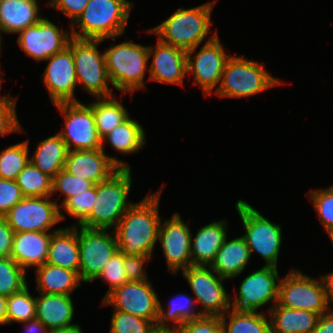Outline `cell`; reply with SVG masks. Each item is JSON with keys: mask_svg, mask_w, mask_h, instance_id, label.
Instances as JSON below:
<instances>
[{"mask_svg": "<svg viewBox=\"0 0 333 333\" xmlns=\"http://www.w3.org/2000/svg\"><path fill=\"white\" fill-rule=\"evenodd\" d=\"M161 190L159 188L142 201L134 202L113 230L122 254L152 257L161 222L158 212Z\"/></svg>", "mask_w": 333, "mask_h": 333, "instance_id": "cell-1", "label": "cell"}, {"mask_svg": "<svg viewBox=\"0 0 333 333\" xmlns=\"http://www.w3.org/2000/svg\"><path fill=\"white\" fill-rule=\"evenodd\" d=\"M132 8L133 3L127 0H89L83 13L70 25L72 37L115 41L124 34Z\"/></svg>", "mask_w": 333, "mask_h": 333, "instance_id": "cell-2", "label": "cell"}, {"mask_svg": "<svg viewBox=\"0 0 333 333\" xmlns=\"http://www.w3.org/2000/svg\"><path fill=\"white\" fill-rule=\"evenodd\" d=\"M132 180L130 168H119L108 179L96 184L95 204L80 226L114 230L126 211L134 204L128 201Z\"/></svg>", "mask_w": 333, "mask_h": 333, "instance_id": "cell-3", "label": "cell"}, {"mask_svg": "<svg viewBox=\"0 0 333 333\" xmlns=\"http://www.w3.org/2000/svg\"><path fill=\"white\" fill-rule=\"evenodd\" d=\"M217 0L194 8L182 7L147 33L156 34L158 39L168 45L188 50L199 47L210 34L211 14Z\"/></svg>", "mask_w": 333, "mask_h": 333, "instance_id": "cell-4", "label": "cell"}, {"mask_svg": "<svg viewBox=\"0 0 333 333\" xmlns=\"http://www.w3.org/2000/svg\"><path fill=\"white\" fill-rule=\"evenodd\" d=\"M111 85L121 93L133 94L144 89V75L148 70V46L131 41L114 44L104 51Z\"/></svg>", "mask_w": 333, "mask_h": 333, "instance_id": "cell-5", "label": "cell"}, {"mask_svg": "<svg viewBox=\"0 0 333 333\" xmlns=\"http://www.w3.org/2000/svg\"><path fill=\"white\" fill-rule=\"evenodd\" d=\"M261 63L242 56L227 60L222 73L221 83L215 94L223 98H246L282 85Z\"/></svg>", "mask_w": 333, "mask_h": 333, "instance_id": "cell-6", "label": "cell"}, {"mask_svg": "<svg viewBox=\"0 0 333 333\" xmlns=\"http://www.w3.org/2000/svg\"><path fill=\"white\" fill-rule=\"evenodd\" d=\"M235 208L244 225L246 233L241 236L245 239L251 256L255 252L266 261V266L278 267L283 238L281 224L271 222L242 199L237 201Z\"/></svg>", "mask_w": 333, "mask_h": 333, "instance_id": "cell-7", "label": "cell"}, {"mask_svg": "<svg viewBox=\"0 0 333 333\" xmlns=\"http://www.w3.org/2000/svg\"><path fill=\"white\" fill-rule=\"evenodd\" d=\"M103 40L72 37L68 47L72 50L78 84L96 98L113 96L104 52L97 49Z\"/></svg>", "mask_w": 333, "mask_h": 333, "instance_id": "cell-8", "label": "cell"}, {"mask_svg": "<svg viewBox=\"0 0 333 333\" xmlns=\"http://www.w3.org/2000/svg\"><path fill=\"white\" fill-rule=\"evenodd\" d=\"M276 304L315 312L319 316L330 309L320 277L311 278L297 269H290L285 277H281Z\"/></svg>", "mask_w": 333, "mask_h": 333, "instance_id": "cell-9", "label": "cell"}, {"mask_svg": "<svg viewBox=\"0 0 333 333\" xmlns=\"http://www.w3.org/2000/svg\"><path fill=\"white\" fill-rule=\"evenodd\" d=\"M197 48L198 46L187 51V73H193L194 84L200 86L206 97L219 88L225 64L231 55L225 52L217 31L196 53Z\"/></svg>", "mask_w": 333, "mask_h": 333, "instance_id": "cell-10", "label": "cell"}, {"mask_svg": "<svg viewBox=\"0 0 333 333\" xmlns=\"http://www.w3.org/2000/svg\"><path fill=\"white\" fill-rule=\"evenodd\" d=\"M64 116L65 126L58 132L69 151L95 150L102 147L95 125V116L88 104L62 102L54 104Z\"/></svg>", "mask_w": 333, "mask_h": 333, "instance_id": "cell-11", "label": "cell"}, {"mask_svg": "<svg viewBox=\"0 0 333 333\" xmlns=\"http://www.w3.org/2000/svg\"><path fill=\"white\" fill-rule=\"evenodd\" d=\"M187 279L195 301L202 304L200 310L202 316L221 317L231 308L230 295H228L224 281L210 266H191L182 271Z\"/></svg>", "mask_w": 333, "mask_h": 333, "instance_id": "cell-12", "label": "cell"}, {"mask_svg": "<svg viewBox=\"0 0 333 333\" xmlns=\"http://www.w3.org/2000/svg\"><path fill=\"white\" fill-rule=\"evenodd\" d=\"M78 228L80 230H78ZM80 247L79 277L89 283L99 276L105 264L117 252V239L113 232L102 229H89L77 225Z\"/></svg>", "mask_w": 333, "mask_h": 333, "instance_id": "cell-13", "label": "cell"}, {"mask_svg": "<svg viewBox=\"0 0 333 333\" xmlns=\"http://www.w3.org/2000/svg\"><path fill=\"white\" fill-rule=\"evenodd\" d=\"M46 197H24L4 216L12 230L17 232H49L55 224L64 220L57 201Z\"/></svg>", "mask_w": 333, "mask_h": 333, "instance_id": "cell-14", "label": "cell"}, {"mask_svg": "<svg viewBox=\"0 0 333 333\" xmlns=\"http://www.w3.org/2000/svg\"><path fill=\"white\" fill-rule=\"evenodd\" d=\"M280 279L277 267L262 266L242 280L238 294L235 293L234 301L231 302V308L257 312V309L272 301V306L268 309L270 310L277 303Z\"/></svg>", "mask_w": 333, "mask_h": 333, "instance_id": "cell-15", "label": "cell"}, {"mask_svg": "<svg viewBox=\"0 0 333 333\" xmlns=\"http://www.w3.org/2000/svg\"><path fill=\"white\" fill-rule=\"evenodd\" d=\"M159 298L149 280L128 281L114 289L102 301V305L114 306V310L156 322Z\"/></svg>", "mask_w": 333, "mask_h": 333, "instance_id": "cell-16", "label": "cell"}, {"mask_svg": "<svg viewBox=\"0 0 333 333\" xmlns=\"http://www.w3.org/2000/svg\"><path fill=\"white\" fill-rule=\"evenodd\" d=\"M72 38L69 31L63 30L42 18L36 25L29 26L19 32L18 45L23 52L36 61H43L64 50Z\"/></svg>", "mask_w": 333, "mask_h": 333, "instance_id": "cell-17", "label": "cell"}, {"mask_svg": "<svg viewBox=\"0 0 333 333\" xmlns=\"http://www.w3.org/2000/svg\"><path fill=\"white\" fill-rule=\"evenodd\" d=\"M189 226L183 221L180 213L176 212L170 220L160 222L158 239L167 262L168 271L177 274L192 265L191 239Z\"/></svg>", "mask_w": 333, "mask_h": 333, "instance_id": "cell-18", "label": "cell"}, {"mask_svg": "<svg viewBox=\"0 0 333 333\" xmlns=\"http://www.w3.org/2000/svg\"><path fill=\"white\" fill-rule=\"evenodd\" d=\"M46 60L49 61L42 79L52 104L79 102L74 96L78 81L72 50L67 46L64 50Z\"/></svg>", "mask_w": 333, "mask_h": 333, "instance_id": "cell-19", "label": "cell"}, {"mask_svg": "<svg viewBox=\"0 0 333 333\" xmlns=\"http://www.w3.org/2000/svg\"><path fill=\"white\" fill-rule=\"evenodd\" d=\"M119 168H130V165L106 155L102 148L68 151L64 165L65 171L94 185L108 179Z\"/></svg>", "mask_w": 333, "mask_h": 333, "instance_id": "cell-20", "label": "cell"}, {"mask_svg": "<svg viewBox=\"0 0 333 333\" xmlns=\"http://www.w3.org/2000/svg\"><path fill=\"white\" fill-rule=\"evenodd\" d=\"M148 51L149 58L153 57L149 67V80L183 86V79L188 74L187 52L165 44L158 38L155 47L148 46Z\"/></svg>", "mask_w": 333, "mask_h": 333, "instance_id": "cell-21", "label": "cell"}, {"mask_svg": "<svg viewBox=\"0 0 333 333\" xmlns=\"http://www.w3.org/2000/svg\"><path fill=\"white\" fill-rule=\"evenodd\" d=\"M26 231L14 233L10 257L25 271L46 263L52 232Z\"/></svg>", "mask_w": 333, "mask_h": 333, "instance_id": "cell-22", "label": "cell"}, {"mask_svg": "<svg viewBox=\"0 0 333 333\" xmlns=\"http://www.w3.org/2000/svg\"><path fill=\"white\" fill-rule=\"evenodd\" d=\"M36 318L48 329H62L75 325L71 295L38 293Z\"/></svg>", "mask_w": 333, "mask_h": 333, "instance_id": "cell-23", "label": "cell"}, {"mask_svg": "<svg viewBox=\"0 0 333 333\" xmlns=\"http://www.w3.org/2000/svg\"><path fill=\"white\" fill-rule=\"evenodd\" d=\"M227 220L213 221L201 228L191 239L193 266H210L227 236Z\"/></svg>", "mask_w": 333, "mask_h": 333, "instance_id": "cell-24", "label": "cell"}, {"mask_svg": "<svg viewBox=\"0 0 333 333\" xmlns=\"http://www.w3.org/2000/svg\"><path fill=\"white\" fill-rule=\"evenodd\" d=\"M46 263L79 272L80 247L77 225L52 232Z\"/></svg>", "mask_w": 333, "mask_h": 333, "instance_id": "cell-25", "label": "cell"}, {"mask_svg": "<svg viewBox=\"0 0 333 333\" xmlns=\"http://www.w3.org/2000/svg\"><path fill=\"white\" fill-rule=\"evenodd\" d=\"M217 251L210 267L220 276L232 279L239 276L246 268L251 254L249 247L242 236L227 241Z\"/></svg>", "mask_w": 333, "mask_h": 333, "instance_id": "cell-26", "label": "cell"}, {"mask_svg": "<svg viewBox=\"0 0 333 333\" xmlns=\"http://www.w3.org/2000/svg\"><path fill=\"white\" fill-rule=\"evenodd\" d=\"M37 0H0V27L3 33H19L36 25L39 16Z\"/></svg>", "mask_w": 333, "mask_h": 333, "instance_id": "cell-27", "label": "cell"}, {"mask_svg": "<svg viewBox=\"0 0 333 333\" xmlns=\"http://www.w3.org/2000/svg\"><path fill=\"white\" fill-rule=\"evenodd\" d=\"M271 333H311L319 315L301 309H291L275 304L268 312Z\"/></svg>", "mask_w": 333, "mask_h": 333, "instance_id": "cell-28", "label": "cell"}, {"mask_svg": "<svg viewBox=\"0 0 333 333\" xmlns=\"http://www.w3.org/2000/svg\"><path fill=\"white\" fill-rule=\"evenodd\" d=\"M36 283L38 293L71 295L83 282L75 271L44 263L36 267Z\"/></svg>", "mask_w": 333, "mask_h": 333, "instance_id": "cell-29", "label": "cell"}, {"mask_svg": "<svg viewBox=\"0 0 333 333\" xmlns=\"http://www.w3.org/2000/svg\"><path fill=\"white\" fill-rule=\"evenodd\" d=\"M68 148L57 133L40 141L29 161L43 173L53 178L64 169Z\"/></svg>", "mask_w": 333, "mask_h": 333, "instance_id": "cell-30", "label": "cell"}, {"mask_svg": "<svg viewBox=\"0 0 333 333\" xmlns=\"http://www.w3.org/2000/svg\"><path fill=\"white\" fill-rule=\"evenodd\" d=\"M101 140L103 151L107 141L118 153L127 155L140 151L146 143V134L141 124L129 116Z\"/></svg>", "mask_w": 333, "mask_h": 333, "instance_id": "cell-31", "label": "cell"}, {"mask_svg": "<svg viewBox=\"0 0 333 333\" xmlns=\"http://www.w3.org/2000/svg\"><path fill=\"white\" fill-rule=\"evenodd\" d=\"M96 99L97 101H93L88 105L92 108L97 133L102 139L115 127L124 122L130 115L125 106L122 105L114 95Z\"/></svg>", "mask_w": 333, "mask_h": 333, "instance_id": "cell-32", "label": "cell"}, {"mask_svg": "<svg viewBox=\"0 0 333 333\" xmlns=\"http://www.w3.org/2000/svg\"><path fill=\"white\" fill-rule=\"evenodd\" d=\"M230 313L222 315L224 333H271L269 315L256 311H241L230 308ZM226 316L229 322L226 324Z\"/></svg>", "mask_w": 333, "mask_h": 333, "instance_id": "cell-33", "label": "cell"}, {"mask_svg": "<svg viewBox=\"0 0 333 333\" xmlns=\"http://www.w3.org/2000/svg\"><path fill=\"white\" fill-rule=\"evenodd\" d=\"M196 301L186 294H179L171 298L167 309L159 301L157 327H169L168 322H173L174 328H180L185 322L200 318V311H196Z\"/></svg>", "mask_w": 333, "mask_h": 333, "instance_id": "cell-34", "label": "cell"}, {"mask_svg": "<svg viewBox=\"0 0 333 333\" xmlns=\"http://www.w3.org/2000/svg\"><path fill=\"white\" fill-rule=\"evenodd\" d=\"M24 197H46L52 194L53 178L34 166L30 161L16 179Z\"/></svg>", "mask_w": 333, "mask_h": 333, "instance_id": "cell-35", "label": "cell"}, {"mask_svg": "<svg viewBox=\"0 0 333 333\" xmlns=\"http://www.w3.org/2000/svg\"><path fill=\"white\" fill-rule=\"evenodd\" d=\"M29 140L11 145L0 152V178L16 180L29 162Z\"/></svg>", "mask_w": 333, "mask_h": 333, "instance_id": "cell-36", "label": "cell"}, {"mask_svg": "<svg viewBox=\"0 0 333 333\" xmlns=\"http://www.w3.org/2000/svg\"><path fill=\"white\" fill-rule=\"evenodd\" d=\"M36 318V297L29 293L28 285L7 297L6 324L22 323Z\"/></svg>", "mask_w": 333, "mask_h": 333, "instance_id": "cell-37", "label": "cell"}, {"mask_svg": "<svg viewBox=\"0 0 333 333\" xmlns=\"http://www.w3.org/2000/svg\"><path fill=\"white\" fill-rule=\"evenodd\" d=\"M26 271L11 257L0 258V295L11 296L27 284Z\"/></svg>", "mask_w": 333, "mask_h": 333, "instance_id": "cell-38", "label": "cell"}, {"mask_svg": "<svg viewBox=\"0 0 333 333\" xmlns=\"http://www.w3.org/2000/svg\"><path fill=\"white\" fill-rule=\"evenodd\" d=\"M93 185L94 184L92 182L71 175L70 173L62 169L53 177L51 196L57 194V192L63 194V201L59 204V206H61L68 198L90 189Z\"/></svg>", "mask_w": 333, "mask_h": 333, "instance_id": "cell-39", "label": "cell"}, {"mask_svg": "<svg viewBox=\"0 0 333 333\" xmlns=\"http://www.w3.org/2000/svg\"><path fill=\"white\" fill-rule=\"evenodd\" d=\"M109 333H151L156 322H151L119 310L113 311Z\"/></svg>", "mask_w": 333, "mask_h": 333, "instance_id": "cell-40", "label": "cell"}, {"mask_svg": "<svg viewBox=\"0 0 333 333\" xmlns=\"http://www.w3.org/2000/svg\"><path fill=\"white\" fill-rule=\"evenodd\" d=\"M96 200V185L82 193L68 198L60 208L70 216L78 219L75 225H80L91 213Z\"/></svg>", "mask_w": 333, "mask_h": 333, "instance_id": "cell-41", "label": "cell"}, {"mask_svg": "<svg viewBox=\"0 0 333 333\" xmlns=\"http://www.w3.org/2000/svg\"><path fill=\"white\" fill-rule=\"evenodd\" d=\"M310 196L318 217L328 234L333 231V185L320 190L315 189L306 194Z\"/></svg>", "mask_w": 333, "mask_h": 333, "instance_id": "cell-42", "label": "cell"}, {"mask_svg": "<svg viewBox=\"0 0 333 333\" xmlns=\"http://www.w3.org/2000/svg\"><path fill=\"white\" fill-rule=\"evenodd\" d=\"M103 279L109 285V289L105 297L114 289L128 282L127 275L124 270V254L119 250L115 252L107 261L99 276L95 279Z\"/></svg>", "mask_w": 333, "mask_h": 333, "instance_id": "cell-43", "label": "cell"}, {"mask_svg": "<svg viewBox=\"0 0 333 333\" xmlns=\"http://www.w3.org/2000/svg\"><path fill=\"white\" fill-rule=\"evenodd\" d=\"M17 99L8 95H0V136L14 132H22L20 122L16 114Z\"/></svg>", "mask_w": 333, "mask_h": 333, "instance_id": "cell-44", "label": "cell"}, {"mask_svg": "<svg viewBox=\"0 0 333 333\" xmlns=\"http://www.w3.org/2000/svg\"><path fill=\"white\" fill-rule=\"evenodd\" d=\"M23 198L16 180L0 178V217H4Z\"/></svg>", "mask_w": 333, "mask_h": 333, "instance_id": "cell-45", "label": "cell"}, {"mask_svg": "<svg viewBox=\"0 0 333 333\" xmlns=\"http://www.w3.org/2000/svg\"><path fill=\"white\" fill-rule=\"evenodd\" d=\"M180 333H224L219 316H201L185 322L180 328Z\"/></svg>", "mask_w": 333, "mask_h": 333, "instance_id": "cell-46", "label": "cell"}, {"mask_svg": "<svg viewBox=\"0 0 333 333\" xmlns=\"http://www.w3.org/2000/svg\"><path fill=\"white\" fill-rule=\"evenodd\" d=\"M151 258L145 255H124V270L128 281L148 280L144 264L148 263Z\"/></svg>", "mask_w": 333, "mask_h": 333, "instance_id": "cell-47", "label": "cell"}, {"mask_svg": "<svg viewBox=\"0 0 333 333\" xmlns=\"http://www.w3.org/2000/svg\"><path fill=\"white\" fill-rule=\"evenodd\" d=\"M89 0H51L47 5L57 9L65 14L71 20L72 25L77 18L83 13Z\"/></svg>", "mask_w": 333, "mask_h": 333, "instance_id": "cell-48", "label": "cell"}, {"mask_svg": "<svg viewBox=\"0 0 333 333\" xmlns=\"http://www.w3.org/2000/svg\"><path fill=\"white\" fill-rule=\"evenodd\" d=\"M14 231L4 217H0V258L10 257Z\"/></svg>", "mask_w": 333, "mask_h": 333, "instance_id": "cell-49", "label": "cell"}, {"mask_svg": "<svg viewBox=\"0 0 333 333\" xmlns=\"http://www.w3.org/2000/svg\"><path fill=\"white\" fill-rule=\"evenodd\" d=\"M311 333H333V308L318 317L317 324Z\"/></svg>", "mask_w": 333, "mask_h": 333, "instance_id": "cell-50", "label": "cell"}, {"mask_svg": "<svg viewBox=\"0 0 333 333\" xmlns=\"http://www.w3.org/2000/svg\"><path fill=\"white\" fill-rule=\"evenodd\" d=\"M325 292L326 301L328 303L329 308L333 305V272H329L328 274L319 275Z\"/></svg>", "mask_w": 333, "mask_h": 333, "instance_id": "cell-51", "label": "cell"}, {"mask_svg": "<svg viewBox=\"0 0 333 333\" xmlns=\"http://www.w3.org/2000/svg\"><path fill=\"white\" fill-rule=\"evenodd\" d=\"M22 324H25V333H48L49 330L44 326L43 323H41L37 318H34L32 320L22 322Z\"/></svg>", "mask_w": 333, "mask_h": 333, "instance_id": "cell-52", "label": "cell"}, {"mask_svg": "<svg viewBox=\"0 0 333 333\" xmlns=\"http://www.w3.org/2000/svg\"><path fill=\"white\" fill-rule=\"evenodd\" d=\"M81 326L79 324H75L71 327L62 328V329H51L48 333H83Z\"/></svg>", "mask_w": 333, "mask_h": 333, "instance_id": "cell-53", "label": "cell"}, {"mask_svg": "<svg viewBox=\"0 0 333 333\" xmlns=\"http://www.w3.org/2000/svg\"><path fill=\"white\" fill-rule=\"evenodd\" d=\"M7 297L0 295V325L6 324Z\"/></svg>", "mask_w": 333, "mask_h": 333, "instance_id": "cell-54", "label": "cell"}, {"mask_svg": "<svg viewBox=\"0 0 333 333\" xmlns=\"http://www.w3.org/2000/svg\"><path fill=\"white\" fill-rule=\"evenodd\" d=\"M151 333H180L178 328L174 327H157L151 331Z\"/></svg>", "mask_w": 333, "mask_h": 333, "instance_id": "cell-55", "label": "cell"}, {"mask_svg": "<svg viewBox=\"0 0 333 333\" xmlns=\"http://www.w3.org/2000/svg\"><path fill=\"white\" fill-rule=\"evenodd\" d=\"M1 31L3 32V30H2V28L0 27V53H1V48H2V45H1V43H2V36H1ZM1 56V55H0Z\"/></svg>", "mask_w": 333, "mask_h": 333, "instance_id": "cell-56", "label": "cell"}, {"mask_svg": "<svg viewBox=\"0 0 333 333\" xmlns=\"http://www.w3.org/2000/svg\"><path fill=\"white\" fill-rule=\"evenodd\" d=\"M3 72H1V68H0V89H1V87H2V82H1V77L3 76Z\"/></svg>", "mask_w": 333, "mask_h": 333, "instance_id": "cell-57", "label": "cell"}, {"mask_svg": "<svg viewBox=\"0 0 333 333\" xmlns=\"http://www.w3.org/2000/svg\"><path fill=\"white\" fill-rule=\"evenodd\" d=\"M329 237H330V239H331V241L333 243V231L329 234Z\"/></svg>", "mask_w": 333, "mask_h": 333, "instance_id": "cell-58", "label": "cell"}]
</instances>
